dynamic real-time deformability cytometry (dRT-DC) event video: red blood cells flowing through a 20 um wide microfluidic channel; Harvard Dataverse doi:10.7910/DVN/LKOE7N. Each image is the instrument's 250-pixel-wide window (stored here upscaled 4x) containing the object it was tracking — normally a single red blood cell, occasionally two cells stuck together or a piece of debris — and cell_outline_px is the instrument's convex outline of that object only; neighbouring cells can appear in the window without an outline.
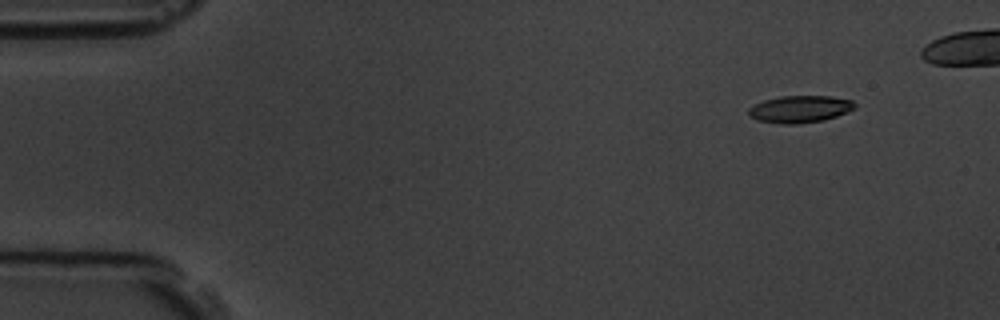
{"species": "common noctule bat (a hibernating species)", "species_latin": "Nyctalus noctula", "temperature_condition": "room temperature", "stored_images_in_passage": 5, "camera_frame_rate_fps": 3000, "um_per_image_px": 0.085, "animal": {"sex": "male", "body_mass_g": 19.5, "forearm_length_mm": 54.6}, "frame": {"image": 1, "passage_image": 1, "time_ms": 0.0, "image_size_px": [1000, 320], "cell_outline_px": [[856, 108], [836, 116], [824, 120], [796, 124], [780, 124], [756, 120], [748, 116], [748, 108], [764, 100], [780, 96], [832, 96], [852, 100], [856, 104]], "centroid_in_image_um": [67.98, 9.27], "position_along_channel_um": 17.0, "area_um2": 16.88}}